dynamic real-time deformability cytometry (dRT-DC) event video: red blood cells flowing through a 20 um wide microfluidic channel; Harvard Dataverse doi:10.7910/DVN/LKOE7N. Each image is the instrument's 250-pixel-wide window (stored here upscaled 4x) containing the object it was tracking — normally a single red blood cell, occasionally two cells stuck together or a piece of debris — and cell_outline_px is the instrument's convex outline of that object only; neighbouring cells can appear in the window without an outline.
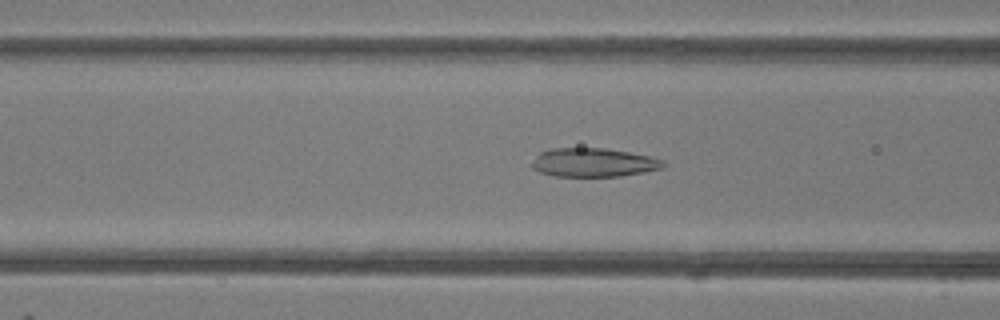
{"species": "common noctule bat (a hibernating species)", "species_latin": "Nyctalus noctula", "temperature_condition": "room temperature", "stored_images_in_passage": 38, "camera_frame_rate_fps": 3000, "um_per_image_px": 0.085, "animal": {"sex": "female"}, "frame": {"image": 1, "passage_image": 19, "time_ms": 6.0, "image_size_px": [1000, 320], "cell_outline_px": [[664, 168], [644, 172], [620, 176], [556, 176], [540, 172], [532, 168], [532, 160], [540, 152], [552, 148], [604, 148], [628, 152], [648, 156], [664, 160]], "centroid_in_image_um": [50.44, 13.81], "position_along_channel_um": 116.2, "area_um2": 21.91}}
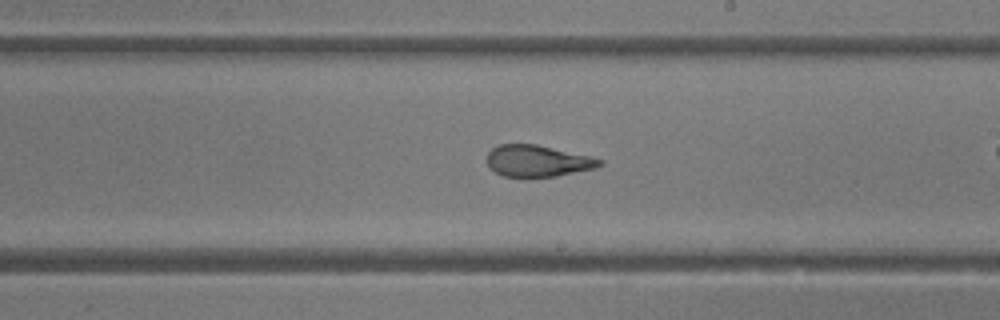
{"frame": {"image": 2, "passage_image": 28, "time_ms": 9.0, "image_size_px": [1000, 320], "cell_outline_px": [[604, 164], [596, 168], [556, 176], [504, 176], [496, 172], [488, 164], [488, 152], [492, 148], [500, 144], [536, 144], [592, 156], [604, 160]], "centroid_in_image_um": [45.76, 13.66], "position_along_channel_um": 243.2, "area_um2": 20.58}}
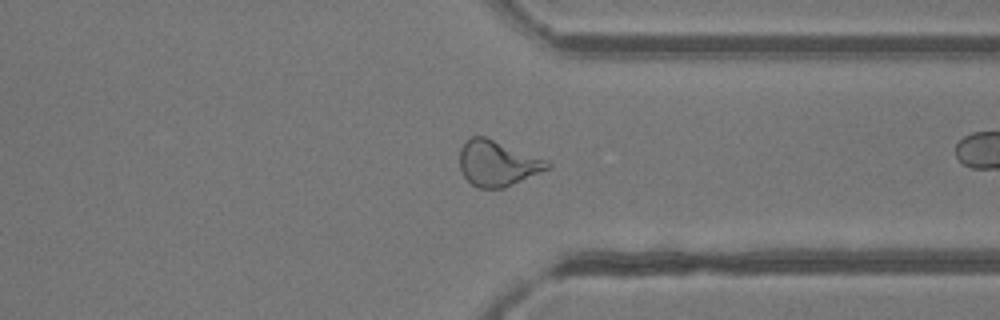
{"frame": {"image": 3, "passage_image": 37, "time_ms": 12.0, "image_size_px": [1000, 320], "cell_outline_px": [[552, 164], [548, 168], [504, 188], [480, 188], [472, 184], [464, 176], [460, 168], [460, 148], [472, 136], [484, 136], [548, 160]], "centroid_in_image_um": [42.27, 13.88], "position_along_channel_um": 369.1, "area_um2": 22.89}}